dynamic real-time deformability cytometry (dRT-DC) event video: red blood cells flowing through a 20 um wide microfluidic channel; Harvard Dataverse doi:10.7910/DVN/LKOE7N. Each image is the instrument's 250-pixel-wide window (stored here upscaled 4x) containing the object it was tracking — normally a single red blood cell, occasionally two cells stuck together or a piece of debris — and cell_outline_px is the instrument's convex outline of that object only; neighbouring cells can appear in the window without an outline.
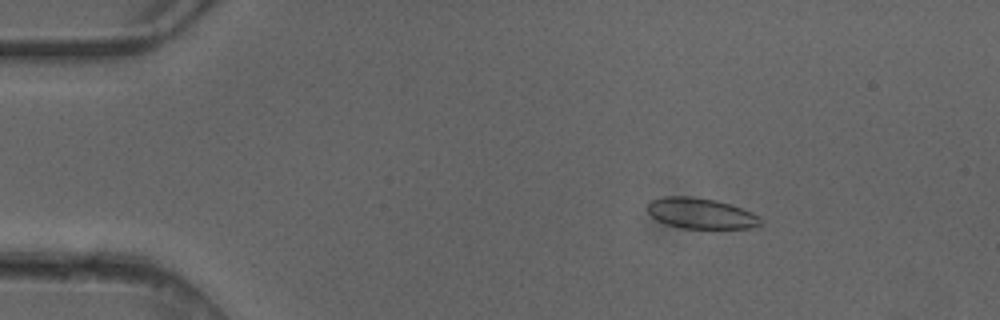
{"species": "common noctule bat (a hibernating species)", "species_latin": "Nyctalus noctula", "temperature_condition": "cold", "stored_images_in_passage": 4, "camera_frame_rate_fps": 3000, "um_per_image_px": 0.085, "animal": {"sex": "female"}, "frame": {"image": 1, "passage_image": 2, "time_ms": 0.333, "image_size_px": [1000, 320], "cell_outline_px": [[764, 224], [752, 228], [684, 228], [668, 224], [652, 216], [648, 212], [648, 204], [652, 200], [664, 196], [688, 196], [716, 200], [752, 212], [760, 216], [764, 220]], "centroid_in_image_um": [59.64, 18.14], "position_along_channel_um": 25.4, "area_um2": 20.06}}
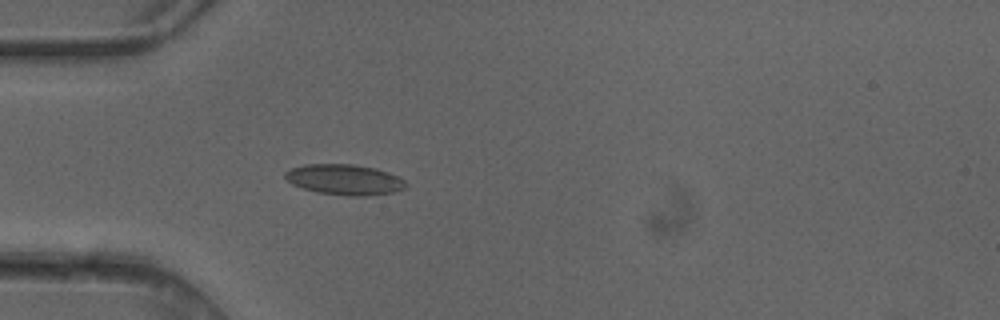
{"frame": {"image": 2, "passage_image": 4, "time_ms": 1.0, "image_size_px": [1000, 320], "cell_outline_px": [[408, 188], [392, 192], [364, 196], [348, 196], [316, 192], [292, 184], [284, 176], [284, 172], [292, 168], [304, 164], [352, 164], [376, 168], [396, 176], [404, 180], [408, 184]], "centroid_in_image_um": [29.29, 15.27], "position_along_channel_um": 55.7, "area_um2": 21.44}}